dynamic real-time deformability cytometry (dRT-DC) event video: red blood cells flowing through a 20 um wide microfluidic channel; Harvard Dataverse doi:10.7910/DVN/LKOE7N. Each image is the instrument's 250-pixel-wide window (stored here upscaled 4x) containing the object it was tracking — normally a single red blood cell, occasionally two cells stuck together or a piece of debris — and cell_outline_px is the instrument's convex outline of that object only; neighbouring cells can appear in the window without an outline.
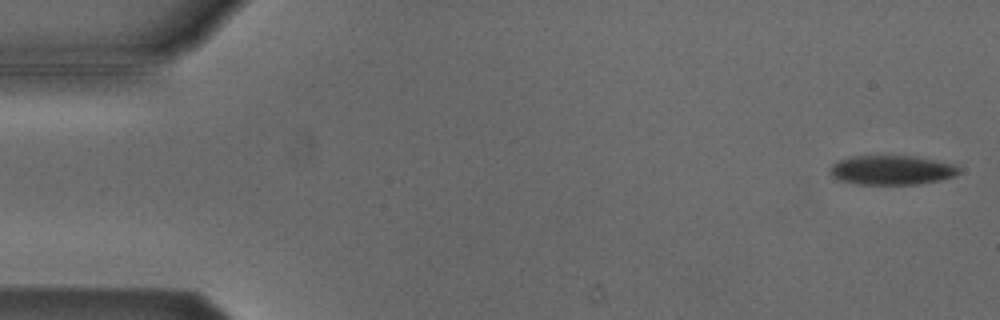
{"species": "Egyptian fruit bat (a non-hibernating species)", "species_latin": "Rousettus aegyptiacus", "temperature_condition": "cold", "stored_images_in_passage": 5, "camera_frame_rate_fps": 3000, "um_per_image_px": 0.085, "animal": {"sex": "male"}, "frame": {"image": 1, "passage_image": 1, "time_ms": 0.0, "image_size_px": [1000, 320], "cell_outline_px": [[960, 172], [956, 176], [940, 180], [916, 184], [856, 184], [836, 180], [832, 176], [832, 164], [840, 160], [852, 156], [912, 156], [956, 164]], "centroid_in_image_um": [75.81, 14.46], "position_along_channel_um": 9.2, "area_um2": 21.96}}